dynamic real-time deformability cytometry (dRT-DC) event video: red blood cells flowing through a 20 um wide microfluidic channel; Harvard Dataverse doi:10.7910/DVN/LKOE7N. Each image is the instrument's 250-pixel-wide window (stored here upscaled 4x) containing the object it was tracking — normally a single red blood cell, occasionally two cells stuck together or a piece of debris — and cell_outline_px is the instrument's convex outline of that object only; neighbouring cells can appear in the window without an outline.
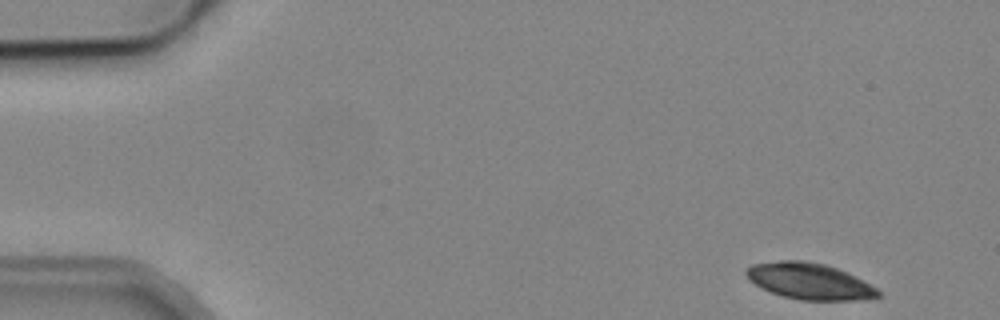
{"species": "common noctule bat (a hibernating species)", "species_latin": "Nyctalus noctula", "temperature_condition": "cold", "stored_images_in_passage": 6, "camera_frame_rate_fps": 3000, "um_per_image_px": 0.085, "animal": {"sex": "male", "body_mass_g": 19.2, "forearm_length_mm": 51.8}, "frame": {"image": 1, "passage_image": 1, "time_ms": 0.0, "image_size_px": [1000, 320], "cell_outline_px": [[884, 296], [868, 300], [800, 300], [784, 296], [772, 292], [748, 280], [744, 272], [752, 264], [780, 260], [804, 260], [824, 264], [836, 268], [856, 276], [884, 292]], "centroid_in_image_um": [68.88, 23.91], "position_along_channel_um": 16.1, "area_um2": 28.09}}
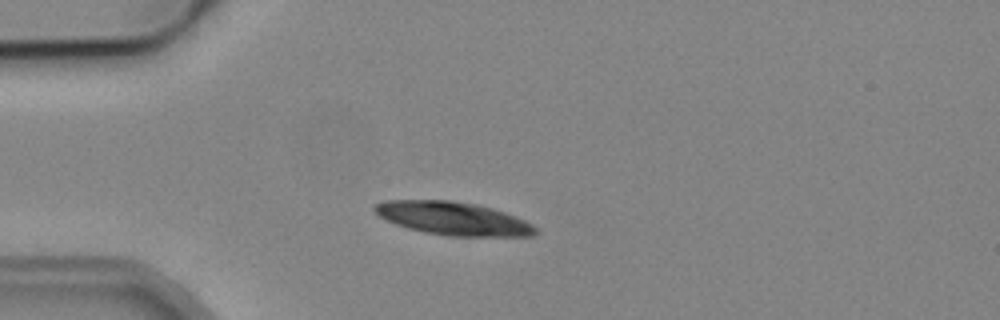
{"frame": {"image": 2, "passage_image": 3, "time_ms": 3.333, "image_size_px": [1000, 320], "cell_outline_px": [[536, 232], [532, 236], [448, 236], [424, 232], [408, 228], [396, 224], [380, 216], [372, 208], [376, 204], [388, 200], [448, 200], [476, 204], [492, 208], [504, 212], [524, 220], [532, 224], [536, 228]], "centroid_in_image_um": [38.52, 18.57], "position_along_channel_um": 46.5, "area_um2": 30.81}}